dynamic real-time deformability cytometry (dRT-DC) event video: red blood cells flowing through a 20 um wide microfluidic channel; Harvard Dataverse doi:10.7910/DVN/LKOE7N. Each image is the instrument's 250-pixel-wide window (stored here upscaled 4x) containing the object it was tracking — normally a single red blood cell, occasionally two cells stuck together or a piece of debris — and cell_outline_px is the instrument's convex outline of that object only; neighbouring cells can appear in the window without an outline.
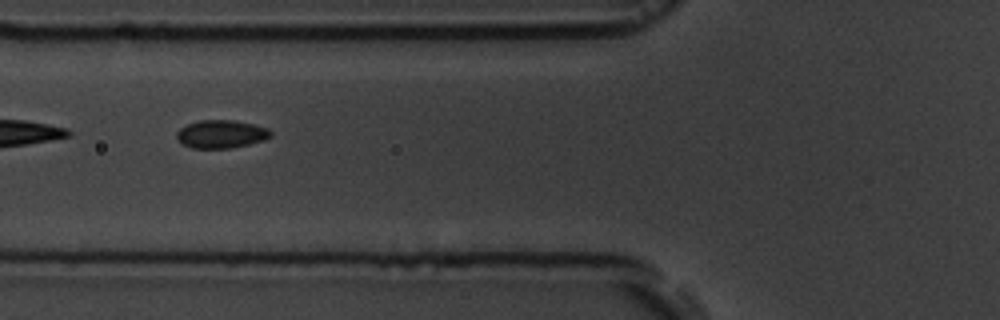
{"species": "common noctule bat (a hibernating species)", "species_latin": "Nyctalus noctula", "temperature_condition": "room temperature", "stored_images_in_passage": 17, "segment_of_instrument_passage": [2, 2], "camera_frame_rate_fps": 3000, "um_per_image_px": 0.085, "animal": {"sex": "male", "body_mass_g": 19.5, "forearm_length_mm": 54.6}, "frame": {"image": 1, "passage_image": 7, "time_ms": 7.0, "image_size_px": [1000, 320], "cell_outline_px": [[272, 136], [264, 140], [232, 148], [192, 148], [184, 144], [176, 136], [176, 132], [180, 128], [188, 124], [200, 120], [236, 120], [268, 128], [272, 132]], "centroid_in_image_um": [18.82, 11.39], "position_along_channel_um": 107.0, "area_um2": 15.32}}
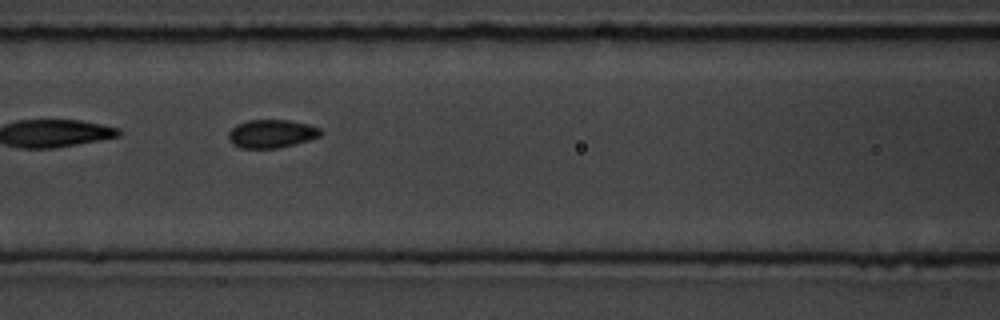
{"frame": {"image": 2, "passage_image": 8, "time_ms": 8.0, "image_size_px": [1000, 320], "cell_outline_px": [[320, 136], [308, 140], [280, 148], [240, 148], [232, 144], [228, 140], [228, 132], [236, 124], [248, 120], [288, 120], [308, 124], [320, 128]], "centroid_in_image_um": [23.03, 11.37], "position_along_channel_um": 143.6, "area_um2": 15.2}}
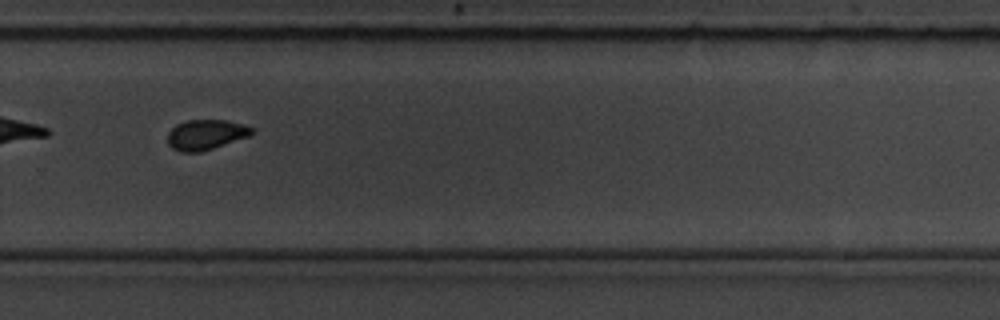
{"frame": {"image": 3, "passage_image": 12, "time_ms": 12.667, "image_size_px": [1000, 320], "cell_outline_px": [[256, 132], [248, 136], [200, 152], [180, 152], [172, 148], [168, 144], [168, 132], [176, 124], [188, 120], [224, 120], [244, 124], [256, 128]], "centroid_in_image_um": [17.51, 11.43], "position_along_channel_um": 312.3, "area_um2": 14.8}}